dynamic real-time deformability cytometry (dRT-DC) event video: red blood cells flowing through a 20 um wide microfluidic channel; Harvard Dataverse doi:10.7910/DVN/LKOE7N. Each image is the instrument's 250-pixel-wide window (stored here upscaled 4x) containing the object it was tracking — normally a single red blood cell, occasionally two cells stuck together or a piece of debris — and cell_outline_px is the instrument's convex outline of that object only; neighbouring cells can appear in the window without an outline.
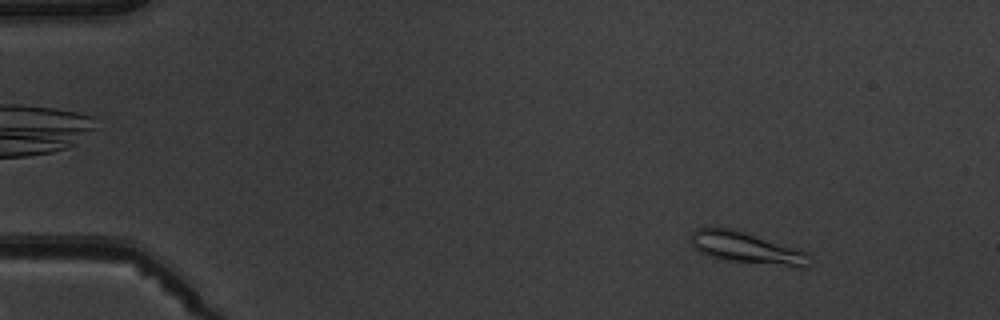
{"species": "common noctule bat (a hibernating species)", "species_latin": "Nyctalus noctula", "temperature_condition": "warm", "stored_images_in_passage": 5, "camera_frame_rate_fps": 3000, "um_per_image_px": 0.085, "animal": {"sex": "male", "body_mass_g": 19.5, "forearm_length_mm": 54.6}, "frame": {"image": 1, "passage_image": 2, "time_ms": 1.0, "image_size_px": [1000, 320], "cell_outline_px": [[812, 264], [808, 268], [800, 268], [728, 260], [708, 256], [700, 252], [688, 240], [692, 232], [696, 228], [712, 224], [732, 228], [808, 252]], "centroid_in_image_um": [63.43, 21.05], "position_along_channel_um": 21.6, "area_um2": 22.31}}